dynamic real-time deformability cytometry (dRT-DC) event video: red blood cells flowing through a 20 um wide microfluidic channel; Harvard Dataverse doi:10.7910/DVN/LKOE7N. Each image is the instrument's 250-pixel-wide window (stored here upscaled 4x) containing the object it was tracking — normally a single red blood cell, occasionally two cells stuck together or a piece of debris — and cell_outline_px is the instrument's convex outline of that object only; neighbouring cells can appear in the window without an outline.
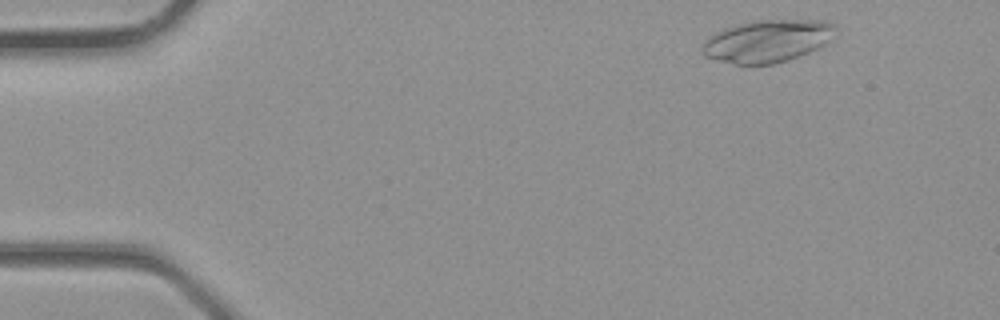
{"species": "common noctule bat (a hibernating species)", "species_latin": "Nyctalus noctula", "temperature_condition": "room temperature", "stored_images_in_passage": 4, "camera_frame_rate_fps": 3000, "um_per_image_px": 0.085, "animal": {"sex": "male", "body_mass_g": 23.1, "forearm_length_mm": 52.7}, "frame": {"image": 1, "passage_image": 1, "time_ms": 0.0, "image_size_px": [1000, 320], "cell_outline_px": [[836, 28], [828, 40], [824, 44], [808, 52], [788, 60], [772, 64], [732, 64], [716, 60], [704, 56], [700, 52], [700, 48], [708, 36], [724, 28], [756, 20], [824, 20], [836, 24]], "centroid_in_image_um": [65.17, 3.49], "position_along_channel_um": 19.8, "area_um2": 32.83}}